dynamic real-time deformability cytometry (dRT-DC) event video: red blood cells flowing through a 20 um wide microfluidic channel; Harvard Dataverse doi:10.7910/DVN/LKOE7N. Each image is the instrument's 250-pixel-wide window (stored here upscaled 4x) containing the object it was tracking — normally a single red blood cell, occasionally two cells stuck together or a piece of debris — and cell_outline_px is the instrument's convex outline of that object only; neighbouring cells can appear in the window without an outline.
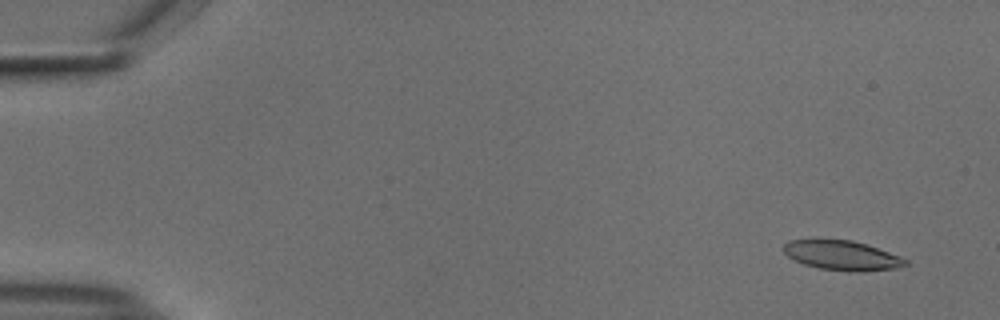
{"species": "common noctule bat (a hibernating species)", "species_latin": "Nyctalus noctula", "temperature_condition": "cold", "stored_images_in_passage": 55, "camera_frame_rate_fps": 3000, "um_per_image_px": 0.085, "animal": {"sex": "male", "body_mass_g": 18.8}, "frame": {"image": 1, "passage_image": 4, "time_ms": 1.0, "image_size_px": [1000, 320], "cell_outline_px": [[908, 264], [896, 268], [860, 272], [848, 272], [820, 268], [804, 264], [788, 256], [780, 248], [788, 240], [820, 236], [852, 240], [900, 256], [908, 260]], "centroid_in_image_um": [71.48, 21.66], "position_along_channel_um": 13.5, "area_um2": 21.79}}
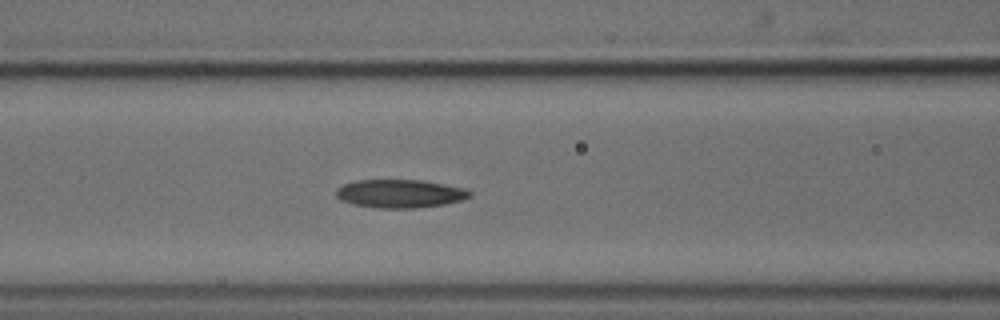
{"frame": {"image": 2, "passage_image": 24, "time_ms": 7.667, "image_size_px": [1000, 320], "cell_outline_px": [[472, 196], [460, 200], [444, 204], [416, 208], [376, 208], [352, 204], [340, 200], [336, 196], [336, 188], [344, 184], [356, 180], [420, 180], [464, 188], [472, 192]], "centroid_in_image_um": [33.96, 16.46], "position_along_channel_um": 132.6, "area_um2": 22.02}}
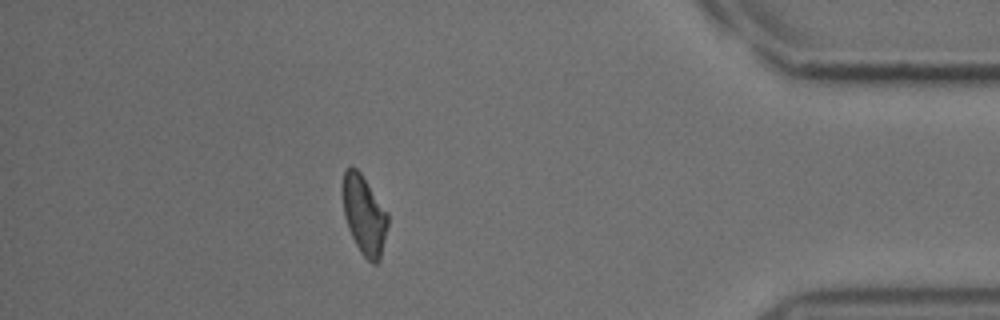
{"frame": {"image": 3, "passage_image": 49, "time_ms": 16.0, "image_size_px": [1000, 320], "cell_outline_px": [[388, 224], [380, 260], [376, 264], [372, 264], [360, 252], [348, 228], [344, 216], [340, 192], [340, 188], [344, 172], [352, 164], [360, 172], [388, 212]], "centroid_in_image_um": [30.92, 18.24], "position_along_channel_um": 404.3, "area_um2": 21.21}, "authors_computed_cell_mechanics": {"area_um2": 21.964, "velocity_mm_per_s": 3.7225, "shape_relaxation_time_tau1_ms": 5.9494, "shape_relaxation_time_tau2_ms": 4.3711, "deformation_change_tau1": 0.1542, "deformation_change_tau2": 0.1159}}